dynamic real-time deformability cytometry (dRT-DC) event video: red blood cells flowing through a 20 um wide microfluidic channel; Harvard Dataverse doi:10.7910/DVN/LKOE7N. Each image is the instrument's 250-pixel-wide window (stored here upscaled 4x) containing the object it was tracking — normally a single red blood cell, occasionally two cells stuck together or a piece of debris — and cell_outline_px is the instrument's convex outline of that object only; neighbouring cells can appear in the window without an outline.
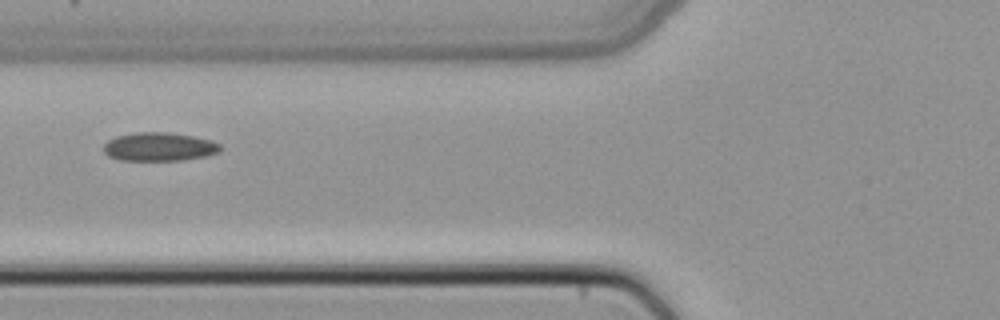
{"species": "common noctule bat (a hibernating species)", "species_latin": "Nyctalus noctula", "temperature_condition": "cold", "stored_images_in_passage": 7, "camera_frame_rate_fps": 3000, "um_per_image_px": 0.085, "animal": {"sex": "female", "body_mass_g": 22.7, "forearm_length_mm": 54.2}, "frame": {"image": 1, "passage_image": 6, "time_ms": 1.667, "image_size_px": [1000, 320], "cell_outline_px": [[220, 152], [204, 156], [184, 160], [120, 160], [108, 156], [104, 152], [104, 144], [108, 140], [116, 136], [136, 132], [168, 132], [192, 136], [212, 140], [220, 144]], "centroid_in_image_um": [13.52, 12.47], "position_along_channel_um": 112.3, "area_um2": 19.42}}